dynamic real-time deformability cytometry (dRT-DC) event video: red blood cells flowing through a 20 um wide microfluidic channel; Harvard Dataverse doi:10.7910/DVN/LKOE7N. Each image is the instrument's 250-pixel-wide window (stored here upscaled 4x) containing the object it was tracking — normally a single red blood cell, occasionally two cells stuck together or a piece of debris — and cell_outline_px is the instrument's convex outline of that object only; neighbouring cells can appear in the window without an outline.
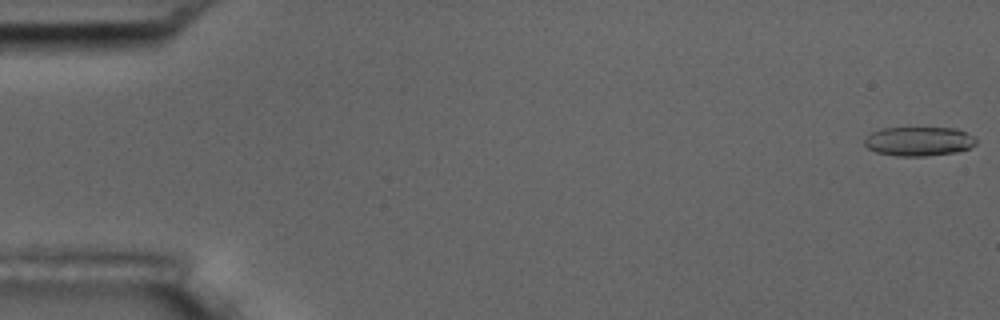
{"species": "common noctule bat (a hibernating species)", "species_latin": "Nyctalus noctula", "temperature_condition": "room temperature", "stored_images_in_passage": 55, "camera_frame_rate_fps": 3000, "um_per_image_px": 0.085, "animal": {"sex": "male", "body_mass_g": 17.5, "forearm_length_mm": 52.3}, "frame": {"image": 1, "passage_image": 1, "time_ms": 0.0, "image_size_px": [1000, 320], "cell_outline_px": [[976, 144], [968, 148], [956, 152], [924, 156], [896, 156], [876, 152], [868, 148], [864, 144], [864, 140], [872, 132], [880, 128], [956, 128], [976, 136]], "centroid_in_image_um": [78.11, 12.01], "position_along_channel_um": 6.9, "area_um2": 19.02}}
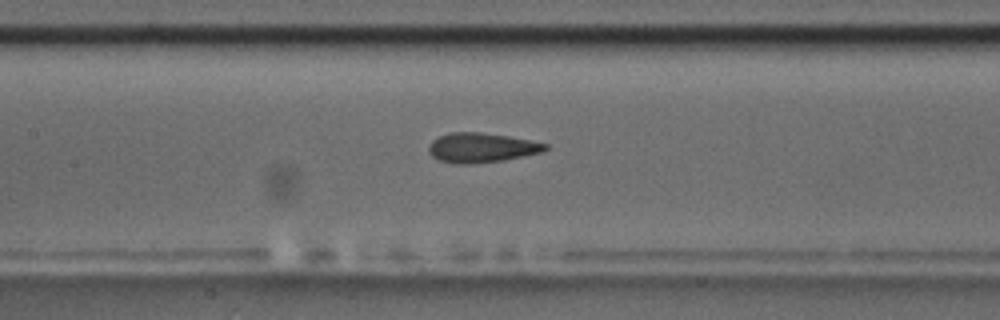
{"frame": {"image": 2, "passage_image": 26, "time_ms": 8.333, "image_size_px": [1000, 320], "cell_outline_px": [[548, 148], [544, 152], [504, 160], [464, 164], [456, 164], [440, 160], [432, 156], [428, 152], [428, 144], [432, 140], [440, 136], [452, 132], [480, 132], [508, 136], [548, 144]], "centroid_in_image_um": [40.92, 12.55], "position_along_channel_um": 166.5, "area_um2": 20.06}}
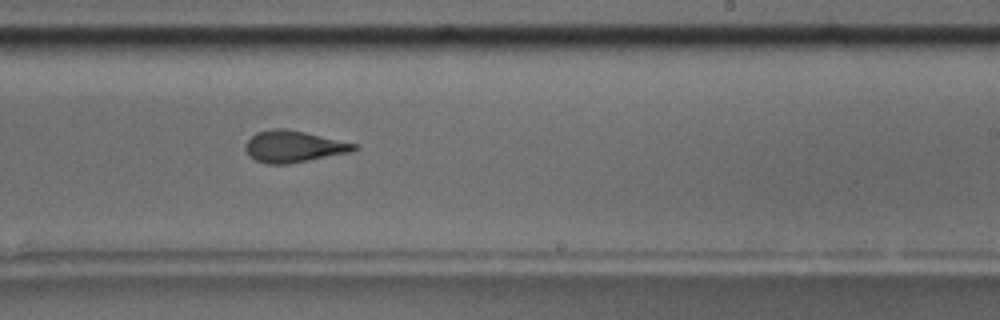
{"frame": {"image": 3, "passage_image": 34, "time_ms": 11.0, "image_size_px": [1000, 320], "cell_outline_px": [[360, 148], [352, 152], [288, 164], [268, 164], [256, 160], [248, 156], [244, 148], [244, 144], [256, 132], [272, 128], [288, 128], [356, 144]], "centroid_in_image_um": [24.93, 12.45], "position_along_channel_um": 264.1, "area_um2": 20.17}, "authors_computed_cell_mechanics": {"area_um2": 20.1722, "velocity_mm_per_s": 3.6792, "shape_relaxation_time_tau1_ms": 8.0455, "shape_relaxation_time_tau2_ms": 1.293, "deformation_change_tau1": 0.1925, "deformation_change_tau2": 0.0825}}